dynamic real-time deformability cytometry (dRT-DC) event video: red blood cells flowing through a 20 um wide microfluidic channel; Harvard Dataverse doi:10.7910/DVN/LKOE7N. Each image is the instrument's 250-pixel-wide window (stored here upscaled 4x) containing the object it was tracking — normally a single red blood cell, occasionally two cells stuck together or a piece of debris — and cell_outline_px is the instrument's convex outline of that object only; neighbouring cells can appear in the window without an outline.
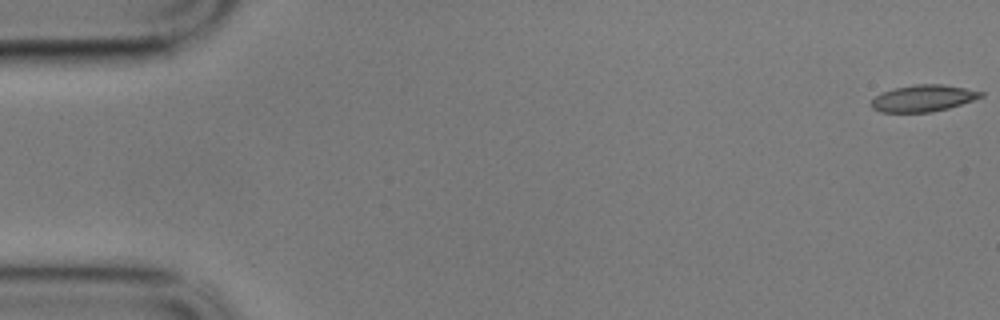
{"species": "common noctule bat (a hibernating species)", "species_latin": "Nyctalus noctula", "temperature_condition": "cold", "stored_images_in_passage": 10, "camera_frame_rate_fps": 3000, "um_per_image_px": 0.085, "animal": {"sex": "male", "body_mass_g": 17.9}, "frame": {"image": 1, "passage_image": 1, "time_ms": 0.0, "image_size_px": [1000, 320], "cell_outline_px": [[984, 96], [948, 108], [932, 112], [880, 112], [872, 108], [872, 100], [876, 96], [884, 92], [896, 88], [916, 84], [940, 84], [964, 88], [984, 92]], "centroid_in_image_um": [78.48, 8.35], "position_along_channel_um": 6.5, "area_um2": 16.7}}